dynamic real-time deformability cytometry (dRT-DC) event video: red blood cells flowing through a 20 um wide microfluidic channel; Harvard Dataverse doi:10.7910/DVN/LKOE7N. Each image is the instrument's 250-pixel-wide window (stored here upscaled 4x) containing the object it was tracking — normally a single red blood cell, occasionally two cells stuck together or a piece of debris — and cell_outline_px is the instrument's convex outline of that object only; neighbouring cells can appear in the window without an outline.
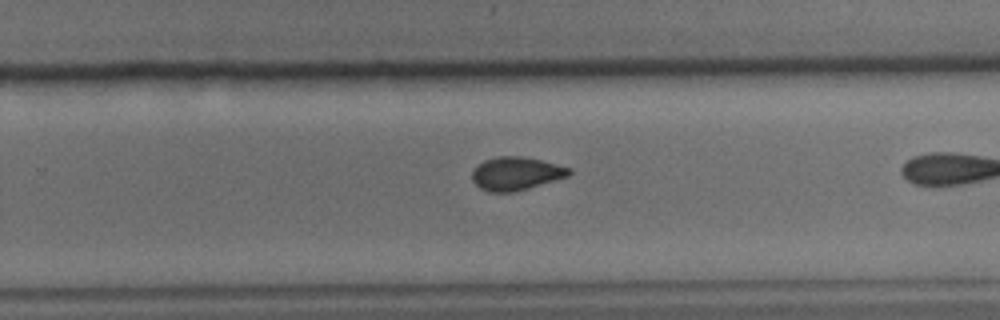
{"species": "common noctule bat (a hibernating species)", "species_latin": "Nyctalus noctula", "temperature_condition": "cold", "stored_images_in_passage": 27, "camera_frame_rate_fps": 3000, "um_per_image_px": 0.085, "animal": {"sex": "male", "body_mass_g": 15.6}, "frame": {"image": 1, "passage_image": 20, "time_ms": 6.333, "image_size_px": [1000, 320], "cell_outline_px": [[572, 172], [568, 176], [528, 188], [512, 192], [488, 192], [480, 188], [472, 180], [472, 172], [484, 160], [496, 156], [520, 156], [540, 160], [572, 168]], "centroid_in_image_um": [43.86, 14.75], "position_along_channel_um": 285.9, "area_um2": 18.61}}
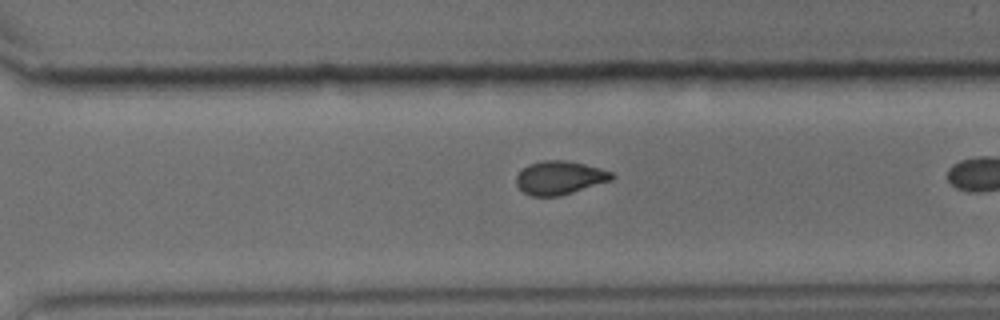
{"frame": {"image": 2, "passage_image": 23, "time_ms": 7.333, "image_size_px": [1000, 320], "cell_outline_px": [[616, 176], [612, 180], [560, 196], [532, 196], [524, 192], [516, 184], [516, 176], [528, 164], [540, 160], [568, 160], [600, 168], [612, 172]], "centroid_in_image_um": [47.58, 15.1], "position_along_channel_um": 323.0, "area_um2": 18.67}}